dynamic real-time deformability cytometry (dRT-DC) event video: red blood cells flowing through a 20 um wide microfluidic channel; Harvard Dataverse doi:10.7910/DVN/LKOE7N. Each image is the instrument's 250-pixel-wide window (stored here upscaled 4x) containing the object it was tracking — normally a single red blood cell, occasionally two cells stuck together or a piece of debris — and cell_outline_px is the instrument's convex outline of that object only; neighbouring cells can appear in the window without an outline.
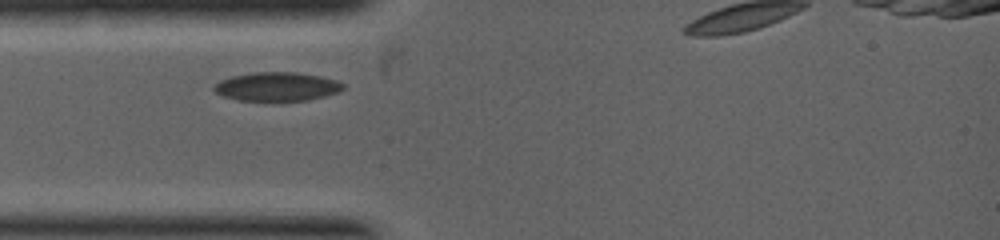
{"species": "common noctule bat (a hibernating species)", "species_latin": "Nyctalus noctula", "temperature_condition": "warm", "stored_images_in_passage": 3, "segment_of_instrument_passage": [1, 2], "camera_frame_rate_fps": 5000, "um_per_image_px": 0.085, "animal": {"sex": "female", "body_mass_g": 19.0, "forearm_length_mm": 53.3}, "frame": {"image": 1, "passage_image": 1, "time_ms": 0.0, "image_size_px": [1000, 240], "cell_outline_px": [[344, 88], [340, 92], [308, 100], [272, 104], [240, 100], [224, 96], [216, 92], [212, 88], [220, 80], [232, 76], [252, 72], [296, 72], [320, 76], [336, 80], [344, 84]], "centroid_in_image_um": [23.55, 7.4], "position_along_channel_um": 61.5, "area_um2": 22.48}}